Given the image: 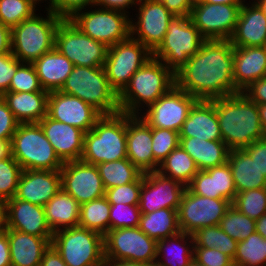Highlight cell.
I'll use <instances>...</instances> for the list:
<instances>
[{
	"instance_id": "1",
	"label": "cell",
	"mask_w": 266,
	"mask_h": 266,
	"mask_svg": "<svg viewBox=\"0 0 266 266\" xmlns=\"http://www.w3.org/2000/svg\"><path fill=\"white\" fill-rule=\"evenodd\" d=\"M234 46L230 40H205L199 51L175 73V85L207 100L239 93L233 82Z\"/></svg>"
},
{
	"instance_id": "2",
	"label": "cell",
	"mask_w": 266,
	"mask_h": 266,
	"mask_svg": "<svg viewBox=\"0 0 266 266\" xmlns=\"http://www.w3.org/2000/svg\"><path fill=\"white\" fill-rule=\"evenodd\" d=\"M216 109L222 141L229 150L245 149L266 137L258 105L244 92L210 100Z\"/></svg>"
},
{
	"instance_id": "3",
	"label": "cell",
	"mask_w": 266,
	"mask_h": 266,
	"mask_svg": "<svg viewBox=\"0 0 266 266\" xmlns=\"http://www.w3.org/2000/svg\"><path fill=\"white\" fill-rule=\"evenodd\" d=\"M175 86V74L160 60L151 57L131 77L118 95L121 112L136 115L141 101L150 106Z\"/></svg>"
},
{
	"instance_id": "4",
	"label": "cell",
	"mask_w": 266,
	"mask_h": 266,
	"mask_svg": "<svg viewBox=\"0 0 266 266\" xmlns=\"http://www.w3.org/2000/svg\"><path fill=\"white\" fill-rule=\"evenodd\" d=\"M127 158L126 113L102 115L85 133L81 161L97 165Z\"/></svg>"
},
{
	"instance_id": "5",
	"label": "cell",
	"mask_w": 266,
	"mask_h": 266,
	"mask_svg": "<svg viewBox=\"0 0 266 266\" xmlns=\"http://www.w3.org/2000/svg\"><path fill=\"white\" fill-rule=\"evenodd\" d=\"M59 91L80 98L102 115L120 112L118 94L110 87L103 66H74Z\"/></svg>"
},
{
	"instance_id": "6",
	"label": "cell",
	"mask_w": 266,
	"mask_h": 266,
	"mask_svg": "<svg viewBox=\"0 0 266 266\" xmlns=\"http://www.w3.org/2000/svg\"><path fill=\"white\" fill-rule=\"evenodd\" d=\"M47 18H40L35 13L11 29V53L20 61L33 63L55 45V33L63 20L53 11H48Z\"/></svg>"
},
{
	"instance_id": "7",
	"label": "cell",
	"mask_w": 266,
	"mask_h": 266,
	"mask_svg": "<svg viewBox=\"0 0 266 266\" xmlns=\"http://www.w3.org/2000/svg\"><path fill=\"white\" fill-rule=\"evenodd\" d=\"M11 156L22 170H60L64 164L38 123L18 124L11 139Z\"/></svg>"
},
{
	"instance_id": "8",
	"label": "cell",
	"mask_w": 266,
	"mask_h": 266,
	"mask_svg": "<svg viewBox=\"0 0 266 266\" xmlns=\"http://www.w3.org/2000/svg\"><path fill=\"white\" fill-rule=\"evenodd\" d=\"M51 245L67 266H102L104 262V236L87 228L59 229Z\"/></svg>"
},
{
	"instance_id": "9",
	"label": "cell",
	"mask_w": 266,
	"mask_h": 266,
	"mask_svg": "<svg viewBox=\"0 0 266 266\" xmlns=\"http://www.w3.org/2000/svg\"><path fill=\"white\" fill-rule=\"evenodd\" d=\"M206 39L190 17H173L163 41L152 52V57L164 61L175 74L190 57L197 53Z\"/></svg>"
},
{
	"instance_id": "10",
	"label": "cell",
	"mask_w": 266,
	"mask_h": 266,
	"mask_svg": "<svg viewBox=\"0 0 266 266\" xmlns=\"http://www.w3.org/2000/svg\"><path fill=\"white\" fill-rule=\"evenodd\" d=\"M133 36L108 47L103 66L110 87L118 95L129 84L132 75L152 57V52Z\"/></svg>"
},
{
	"instance_id": "11",
	"label": "cell",
	"mask_w": 266,
	"mask_h": 266,
	"mask_svg": "<svg viewBox=\"0 0 266 266\" xmlns=\"http://www.w3.org/2000/svg\"><path fill=\"white\" fill-rule=\"evenodd\" d=\"M54 47L74 66H104L108 47L82 33L69 19H63L55 33Z\"/></svg>"
},
{
	"instance_id": "12",
	"label": "cell",
	"mask_w": 266,
	"mask_h": 266,
	"mask_svg": "<svg viewBox=\"0 0 266 266\" xmlns=\"http://www.w3.org/2000/svg\"><path fill=\"white\" fill-rule=\"evenodd\" d=\"M157 241L139 227L109 230L104 235V257L155 265Z\"/></svg>"
},
{
	"instance_id": "13",
	"label": "cell",
	"mask_w": 266,
	"mask_h": 266,
	"mask_svg": "<svg viewBox=\"0 0 266 266\" xmlns=\"http://www.w3.org/2000/svg\"><path fill=\"white\" fill-rule=\"evenodd\" d=\"M125 12L104 9L79 13L75 12L69 20L84 34L111 47L131 35V20Z\"/></svg>"
},
{
	"instance_id": "14",
	"label": "cell",
	"mask_w": 266,
	"mask_h": 266,
	"mask_svg": "<svg viewBox=\"0 0 266 266\" xmlns=\"http://www.w3.org/2000/svg\"><path fill=\"white\" fill-rule=\"evenodd\" d=\"M231 204L226 199L194 194L186 187L177 210L180 231L192 235L201 228L219 225Z\"/></svg>"
},
{
	"instance_id": "15",
	"label": "cell",
	"mask_w": 266,
	"mask_h": 266,
	"mask_svg": "<svg viewBox=\"0 0 266 266\" xmlns=\"http://www.w3.org/2000/svg\"><path fill=\"white\" fill-rule=\"evenodd\" d=\"M242 4L194 2L190 20L206 40H229L234 33Z\"/></svg>"
},
{
	"instance_id": "16",
	"label": "cell",
	"mask_w": 266,
	"mask_h": 266,
	"mask_svg": "<svg viewBox=\"0 0 266 266\" xmlns=\"http://www.w3.org/2000/svg\"><path fill=\"white\" fill-rule=\"evenodd\" d=\"M198 100L173 86L148 108L142 119L150 126L180 132L190 109Z\"/></svg>"
},
{
	"instance_id": "17",
	"label": "cell",
	"mask_w": 266,
	"mask_h": 266,
	"mask_svg": "<svg viewBox=\"0 0 266 266\" xmlns=\"http://www.w3.org/2000/svg\"><path fill=\"white\" fill-rule=\"evenodd\" d=\"M61 188L80 205L105 196V188L96 165L81 160L65 162L60 169Z\"/></svg>"
},
{
	"instance_id": "18",
	"label": "cell",
	"mask_w": 266,
	"mask_h": 266,
	"mask_svg": "<svg viewBox=\"0 0 266 266\" xmlns=\"http://www.w3.org/2000/svg\"><path fill=\"white\" fill-rule=\"evenodd\" d=\"M185 188L180 182L158 171L143 174L139 197L141 213H152L162 208L178 210Z\"/></svg>"
},
{
	"instance_id": "19",
	"label": "cell",
	"mask_w": 266,
	"mask_h": 266,
	"mask_svg": "<svg viewBox=\"0 0 266 266\" xmlns=\"http://www.w3.org/2000/svg\"><path fill=\"white\" fill-rule=\"evenodd\" d=\"M47 115L85 133L90 131L102 114L80 98L59 90L49 92Z\"/></svg>"
},
{
	"instance_id": "20",
	"label": "cell",
	"mask_w": 266,
	"mask_h": 266,
	"mask_svg": "<svg viewBox=\"0 0 266 266\" xmlns=\"http://www.w3.org/2000/svg\"><path fill=\"white\" fill-rule=\"evenodd\" d=\"M138 22H131V35L137 32L138 40L153 52L163 41L169 22L175 17L162 3L155 0H139ZM137 26V27H136ZM136 31V32H135Z\"/></svg>"
},
{
	"instance_id": "21",
	"label": "cell",
	"mask_w": 266,
	"mask_h": 266,
	"mask_svg": "<svg viewBox=\"0 0 266 266\" xmlns=\"http://www.w3.org/2000/svg\"><path fill=\"white\" fill-rule=\"evenodd\" d=\"M38 124L63 163L81 159L85 136L83 130L54 120L48 115Z\"/></svg>"
},
{
	"instance_id": "22",
	"label": "cell",
	"mask_w": 266,
	"mask_h": 266,
	"mask_svg": "<svg viewBox=\"0 0 266 266\" xmlns=\"http://www.w3.org/2000/svg\"><path fill=\"white\" fill-rule=\"evenodd\" d=\"M60 189V170H22L14 197L44 206Z\"/></svg>"
},
{
	"instance_id": "23",
	"label": "cell",
	"mask_w": 266,
	"mask_h": 266,
	"mask_svg": "<svg viewBox=\"0 0 266 266\" xmlns=\"http://www.w3.org/2000/svg\"><path fill=\"white\" fill-rule=\"evenodd\" d=\"M137 115L126 114L127 158L143 173L154 171L152 127Z\"/></svg>"
},
{
	"instance_id": "24",
	"label": "cell",
	"mask_w": 266,
	"mask_h": 266,
	"mask_svg": "<svg viewBox=\"0 0 266 266\" xmlns=\"http://www.w3.org/2000/svg\"><path fill=\"white\" fill-rule=\"evenodd\" d=\"M7 229L38 237H52L53 232L46 221L44 206L11 198L6 201Z\"/></svg>"
},
{
	"instance_id": "25",
	"label": "cell",
	"mask_w": 266,
	"mask_h": 266,
	"mask_svg": "<svg viewBox=\"0 0 266 266\" xmlns=\"http://www.w3.org/2000/svg\"><path fill=\"white\" fill-rule=\"evenodd\" d=\"M187 188L194 194L226 199L231 203L237 194L229 163L207 170H199Z\"/></svg>"
},
{
	"instance_id": "26",
	"label": "cell",
	"mask_w": 266,
	"mask_h": 266,
	"mask_svg": "<svg viewBox=\"0 0 266 266\" xmlns=\"http://www.w3.org/2000/svg\"><path fill=\"white\" fill-rule=\"evenodd\" d=\"M266 77V46L234 47L233 82L242 92L252 82Z\"/></svg>"
},
{
	"instance_id": "27",
	"label": "cell",
	"mask_w": 266,
	"mask_h": 266,
	"mask_svg": "<svg viewBox=\"0 0 266 266\" xmlns=\"http://www.w3.org/2000/svg\"><path fill=\"white\" fill-rule=\"evenodd\" d=\"M234 47L266 46V16L255 2L242 4L236 28L229 39Z\"/></svg>"
},
{
	"instance_id": "28",
	"label": "cell",
	"mask_w": 266,
	"mask_h": 266,
	"mask_svg": "<svg viewBox=\"0 0 266 266\" xmlns=\"http://www.w3.org/2000/svg\"><path fill=\"white\" fill-rule=\"evenodd\" d=\"M179 135L206 141L222 140L215 105L211 101L198 100L190 109Z\"/></svg>"
},
{
	"instance_id": "29",
	"label": "cell",
	"mask_w": 266,
	"mask_h": 266,
	"mask_svg": "<svg viewBox=\"0 0 266 266\" xmlns=\"http://www.w3.org/2000/svg\"><path fill=\"white\" fill-rule=\"evenodd\" d=\"M11 266H39L52 237H38L7 229Z\"/></svg>"
},
{
	"instance_id": "30",
	"label": "cell",
	"mask_w": 266,
	"mask_h": 266,
	"mask_svg": "<svg viewBox=\"0 0 266 266\" xmlns=\"http://www.w3.org/2000/svg\"><path fill=\"white\" fill-rule=\"evenodd\" d=\"M1 97L19 124L38 123L47 115L48 91H8Z\"/></svg>"
},
{
	"instance_id": "31",
	"label": "cell",
	"mask_w": 266,
	"mask_h": 266,
	"mask_svg": "<svg viewBox=\"0 0 266 266\" xmlns=\"http://www.w3.org/2000/svg\"><path fill=\"white\" fill-rule=\"evenodd\" d=\"M32 65L42 88L48 92L60 90L74 67L55 47L35 60Z\"/></svg>"
},
{
	"instance_id": "32",
	"label": "cell",
	"mask_w": 266,
	"mask_h": 266,
	"mask_svg": "<svg viewBox=\"0 0 266 266\" xmlns=\"http://www.w3.org/2000/svg\"><path fill=\"white\" fill-rule=\"evenodd\" d=\"M179 145L191 156L199 170L220 166L228 161L229 148L222 140L180 137Z\"/></svg>"
},
{
	"instance_id": "33",
	"label": "cell",
	"mask_w": 266,
	"mask_h": 266,
	"mask_svg": "<svg viewBox=\"0 0 266 266\" xmlns=\"http://www.w3.org/2000/svg\"><path fill=\"white\" fill-rule=\"evenodd\" d=\"M237 193L266 188V177L244 149L229 150L228 161Z\"/></svg>"
},
{
	"instance_id": "34",
	"label": "cell",
	"mask_w": 266,
	"mask_h": 266,
	"mask_svg": "<svg viewBox=\"0 0 266 266\" xmlns=\"http://www.w3.org/2000/svg\"><path fill=\"white\" fill-rule=\"evenodd\" d=\"M46 221L52 232L79 225L80 204L62 188L45 205Z\"/></svg>"
},
{
	"instance_id": "35",
	"label": "cell",
	"mask_w": 266,
	"mask_h": 266,
	"mask_svg": "<svg viewBox=\"0 0 266 266\" xmlns=\"http://www.w3.org/2000/svg\"><path fill=\"white\" fill-rule=\"evenodd\" d=\"M148 237L156 241L178 234L177 210L162 208L152 213H141L139 226Z\"/></svg>"
},
{
	"instance_id": "36",
	"label": "cell",
	"mask_w": 266,
	"mask_h": 266,
	"mask_svg": "<svg viewBox=\"0 0 266 266\" xmlns=\"http://www.w3.org/2000/svg\"><path fill=\"white\" fill-rule=\"evenodd\" d=\"M159 165L160 168H158L157 171L160 174L180 182L185 187L191 183L193 177L199 171L195 161L180 145L175 148Z\"/></svg>"
},
{
	"instance_id": "37",
	"label": "cell",
	"mask_w": 266,
	"mask_h": 266,
	"mask_svg": "<svg viewBox=\"0 0 266 266\" xmlns=\"http://www.w3.org/2000/svg\"><path fill=\"white\" fill-rule=\"evenodd\" d=\"M106 189L134 182L142 172L128 159H120L96 165Z\"/></svg>"
},
{
	"instance_id": "38",
	"label": "cell",
	"mask_w": 266,
	"mask_h": 266,
	"mask_svg": "<svg viewBox=\"0 0 266 266\" xmlns=\"http://www.w3.org/2000/svg\"><path fill=\"white\" fill-rule=\"evenodd\" d=\"M110 203L106 196L80 205L79 225L105 235L109 231Z\"/></svg>"
},
{
	"instance_id": "39",
	"label": "cell",
	"mask_w": 266,
	"mask_h": 266,
	"mask_svg": "<svg viewBox=\"0 0 266 266\" xmlns=\"http://www.w3.org/2000/svg\"><path fill=\"white\" fill-rule=\"evenodd\" d=\"M192 236L194 239L193 247L215 248L232 260L236 255L238 242L227 235L219 225L201 228Z\"/></svg>"
},
{
	"instance_id": "40",
	"label": "cell",
	"mask_w": 266,
	"mask_h": 266,
	"mask_svg": "<svg viewBox=\"0 0 266 266\" xmlns=\"http://www.w3.org/2000/svg\"><path fill=\"white\" fill-rule=\"evenodd\" d=\"M235 266H266V239L258 232L252 233L237 244V252L233 259Z\"/></svg>"
},
{
	"instance_id": "41",
	"label": "cell",
	"mask_w": 266,
	"mask_h": 266,
	"mask_svg": "<svg viewBox=\"0 0 266 266\" xmlns=\"http://www.w3.org/2000/svg\"><path fill=\"white\" fill-rule=\"evenodd\" d=\"M219 226L237 242L245 240L256 231V221L241 213L232 204L221 219Z\"/></svg>"
},
{
	"instance_id": "42",
	"label": "cell",
	"mask_w": 266,
	"mask_h": 266,
	"mask_svg": "<svg viewBox=\"0 0 266 266\" xmlns=\"http://www.w3.org/2000/svg\"><path fill=\"white\" fill-rule=\"evenodd\" d=\"M232 205L256 221L266 213V188L239 192L236 194Z\"/></svg>"
},
{
	"instance_id": "43",
	"label": "cell",
	"mask_w": 266,
	"mask_h": 266,
	"mask_svg": "<svg viewBox=\"0 0 266 266\" xmlns=\"http://www.w3.org/2000/svg\"><path fill=\"white\" fill-rule=\"evenodd\" d=\"M31 0H0V22L12 29L34 14Z\"/></svg>"
},
{
	"instance_id": "44",
	"label": "cell",
	"mask_w": 266,
	"mask_h": 266,
	"mask_svg": "<svg viewBox=\"0 0 266 266\" xmlns=\"http://www.w3.org/2000/svg\"><path fill=\"white\" fill-rule=\"evenodd\" d=\"M180 144L179 132L152 127V151L154 171L159 164Z\"/></svg>"
},
{
	"instance_id": "45",
	"label": "cell",
	"mask_w": 266,
	"mask_h": 266,
	"mask_svg": "<svg viewBox=\"0 0 266 266\" xmlns=\"http://www.w3.org/2000/svg\"><path fill=\"white\" fill-rule=\"evenodd\" d=\"M21 173V166L12 156L0 160V200L14 198Z\"/></svg>"
},
{
	"instance_id": "46",
	"label": "cell",
	"mask_w": 266,
	"mask_h": 266,
	"mask_svg": "<svg viewBox=\"0 0 266 266\" xmlns=\"http://www.w3.org/2000/svg\"><path fill=\"white\" fill-rule=\"evenodd\" d=\"M188 238L189 237V239H191L192 241V243H194V239H193V236L191 235V234H187V233H184V232H179L178 234H176V235H174V236H171V237H169V239L168 238H166V239H161V240H158L157 241V258H158V256L159 255H161V253H163L164 251H165V249H167L168 248V242H170L171 243V241H172V243L174 244V242H179V239H180V241H184V239L185 238ZM174 240V241H173ZM177 240V241H176ZM166 243V244H165ZM179 244H180V246H179ZM179 244L177 245V246H173L174 247V253H172V255L175 257V258H177V260L179 261L178 263H174V262H170V261H168V263H167V261L166 262H158V261H156L155 262V266H188V264H189V262L193 259V256L192 255H194V254H192V253H194V251H192V250H189L188 249V247H185V245H183L182 244V246H181V243L179 242ZM167 245V246H166ZM170 245V247L172 246L171 244H169ZM179 246V248H177ZM167 247V248H166ZM169 247V248H170ZM177 248V249H176ZM187 248V249H186ZM171 250V252H172V249H170ZM177 250V251H176ZM180 252H179V251ZM167 251V250H166ZM170 252V253H171ZM180 254H179V253ZM177 255H179V256H177ZM170 256V255H169ZM177 256V257H176ZM174 258V259H175ZM176 260V261H177ZM171 261H173V259L171 260ZM178 264V265H177Z\"/></svg>"
},
{
	"instance_id": "47",
	"label": "cell",
	"mask_w": 266,
	"mask_h": 266,
	"mask_svg": "<svg viewBox=\"0 0 266 266\" xmlns=\"http://www.w3.org/2000/svg\"><path fill=\"white\" fill-rule=\"evenodd\" d=\"M140 216L139 205L110 204L109 230L138 227Z\"/></svg>"
},
{
	"instance_id": "48",
	"label": "cell",
	"mask_w": 266,
	"mask_h": 266,
	"mask_svg": "<svg viewBox=\"0 0 266 266\" xmlns=\"http://www.w3.org/2000/svg\"><path fill=\"white\" fill-rule=\"evenodd\" d=\"M142 183L143 173L134 182L106 189L105 196L110 204L139 205Z\"/></svg>"
},
{
	"instance_id": "49",
	"label": "cell",
	"mask_w": 266,
	"mask_h": 266,
	"mask_svg": "<svg viewBox=\"0 0 266 266\" xmlns=\"http://www.w3.org/2000/svg\"><path fill=\"white\" fill-rule=\"evenodd\" d=\"M8 91L10 92H35L46 91L42 88L37 73L32 63L20 65L11 79Z\"/></svg>"
},
{
	"instance_id": "50",
	"label": "cell",
	"mask_w": 266,
	"mask_h": 266,
	"mask_svg": "<svg viewBox=\"0 0 266 266\" xmlns=\"http://www.w3.org/2000/svg\"><path fill=\"white\" fill-rule=\"evenodd\" d=\"M193 257L204 266H233V260L215 248L192 247Z\"/></svg>"
},
{
	"instance_id": "51",
	"label": "cell",
	"mask_w": 266,
	"mask_h": 266,
	"mask_svg": "<svg viewBox=\"0 0 266 266\" xmlns=\"http://www.w3.org/2000/svg\"><path fill=\"white\" fill-rule=\"evenodd\" d=\"M21 64L11 52L0 54V97L8 92L11 79Z\"/></svg>"
},
{
	"instance_id": "52",
	"label": "cell",
	"mask_w": 266,
	"mask_h": 266,
	"mask_svg": "<svg viewBox=\"0 0 266 266\" xmlns=\"http://www.w3.org/2000/svg\"><path fill=\"white\" fill-rule=\"evenodd\" d=\"M18 124L7 103L0 97V140L11 141Z\"/></svg>"
},
{
	"instance_id": "53",
	"label": "cell",
	"mask_w": 266,
	"mask_h": 266,
	"mask_svg": "<svg viewBox=\"0 0 266 266\" xmlns=\"http://www.w3.org/2000/svg\"><path fill=\"white\" fill-rule=\"evenodd\" d=\"M94 0H57L56 9L53 11L63 19H69L75 12L81 11L86 5H91Z\"/></svg>"
},
{
	"instance_id": "54",
	"label": "cell",
	"mask_w": 266,
	"mask_h": 266,
	"mask_svg": "<svg viewBox=\"0 0 266 266\" xmlns=\"http://www.w3.org/2000/svg\"><path fill=\"white\" fill-rule=\"evenodd\" d=\"M266 177V137L254 141L244 149Z\"/></svg>"
},
{
	"instance_id": "55",
	"label": "cell",
	"mask_w": 266,
	"mask_h": 266,
	"mask_svg": "<svg viewBox=\"0 0 266 266\" xmlns=\"http://www.w3.org/2000/svg\"><path fill=\"white\" fill-rule=\"evenodd\" d=\"M162 3L174 16L189 17L195 0H155Z\"/></svg>"
},
{
	"instance_id": "56",
	"label": "cell",
	"mask_w": 266,
	"mask_h": 266,
	"mask_svg": "<svg viewBox=\"0 0 266 266\" xmlns=\"http://www.w3.org/2000/svg\"><path fill=\"white\" fill-rule=\"evenodd\" d=\"M242 92L257 105L266 104V77L252 82Z\"/></svg>"
},
{
	"instance_id": "57",
	"label": "cell",
	"mask_w": 266,
	"mask_h": 266,
	"mask_svg": "<svg viewBox=\"0 0 266 266\" xmlns=\"http://www.w3.org/2000/svg\"><path fill=\"white\" fill-rule=\"evenodd\" d=\"M39 266H67L60 254L50 245L44 252Z\"/></svg>"
},
{
	"instance_id": "58",
	"label": "cell",
	"mask_w": 266,
	"mask_h": 266,
	"mask_svg": "<svg viewBox=\"0 0 266 266\" xmlns=\"http://www.w3.org/2000/svg\"><path fill=\"white\" fill-rule=\"evenodd\" d=\"M0 266H11L9 241L7 231L0 233Z\"/></svg>"
},
{
	"instance_id": "59",
	"label": "cell",
	"mask_w": 266,
	"mask_h": 266,
	"mask_svg": "<svg viewBox=\"0 0 266 266\" xmlns=\"http://www.w3.org/2000/svg\"><path fill=\"white\" fill-rule=\"evenodd\" d=\"M138 2V0H136ZM135 0H94L95 5H101L105 7V9L117 10L120 11L124 8L128 7L129 5H133Z\"/></svg>"
},
{
	"instance_id": "60",
	"label": "cell",
	"mask_w": 266,
	"mask_h": 266,
	"mask_svg": "<svg viewBox=\"0 0 266 266\" xmlns=\"http://www.w3.org/2000/svg\"><path fill=\"white\" fill-rule=\"evenodd\" d=\"M11 52V29L0 22V54Z\"/></svg>"
},
{
	"instance_id": "61",
	"label": "cell",
	"mask_w": 266,
	"mask_h": 266,
	"mask_svg": "<svg viewBox=\"0 0 266 266\" xmlns=\"http://www.w3.org/2000/svg\"><path fill=\"white\" fill-rule=\"evenodd\" d=\"M102 266H155V265L146 264L142 262L127 261V260H117L116 262V260L104 258Z\"/></svg>"
},
{
	"instance_id": "62",
	"label": "cell",
	"mask_w": 266,
	"mask_h": 266,
	"mask_svg": "<svg viewBox=\"0 0 266 266\" xmlns=\"http://www.w3.org/2000/svg\"><path fill=\"white\" fill-rule=\"evenodd\" d=\"M7 230V206L6 202L0 200V233Z\"/></svg>"
},
{
	"instance_id": "63",
	"label": "cell",
	"mask_w": 266,
	"mask_h": 266,
	"mask_svg": "<svg viewBox=\"0 0 266 266\" xmlns=\"http://www.w3.org/2000/svg\"><path fill=\"white\" fill-rule=\"evenodd\" d=\"M11 156V141L0 140V160Z\"/></svg>"
},
{
	"instance_id": "64",
	"label": "cell",
	"mask_w": 266,
	"mask_h": 266,
	"mask_svg": "<svg viewBox=\"0 0 266 266\" xmlns=\"http://www.w3.org/2000/svg\"><path fill=\"white\" fill-rule=\"evenodd\" d=\"M256 232L266 239V213L256 220Z\"/></svg>"
},
{
	"instance_id": "65",
	"label": "cell",
	"mask_w": 266,
	"mask_h": 266,
	"mask_svg": "<svg viewBox=\"0 0 266 266\" xmlns=\"http://www.w3.org/2000/svg\"><path fill=\"white\" fill-rule=\"evenodd\" d=\"M195 2H204L212 4H243L242 0H195Z\"/></svg>"
},
{
	"instance_id": "66",
	"label": "cell",
	"mask_w": 266,
	"mask_h": 266,
	"mask_svg": "<svg viewBox=\"0 0 266 266\" xmlns=\"http://www.w3.org/2000/svg\"><path fill=\"white\" fill-rule=\"evenodd\" d=\"M258 111H259L261 125L266 135V104L258 105Z\"/></svg>"
},
{
	"instance_id": "67",
	"label": "cell",
	"mask_w": 266,
	"mask_h": 266,
	"mask_svg": "<svg viewBox=\"0 0 266 266\" xmlns=\"http://www.w3.org/2000/svg\"><path fill=\"white\" fill-rule=\"evenodd\" d=\"M36 1L39 2L40 0H31V2L33 3L34 6L37 3ZM50 1H51V6H49L48 10L54 11L56 9V6H57V0H50Z\"/></svg>"
},
{
	"instance_id": "68",
	"label": "cell",
	"mask_w": 266,
	"mask_h": 266,
	"mask_svg": "<svg viewBox=\"0 0 266 266\" xmlns=\"http://www.w3.org/2000/svg\"><path fill=\"white\" fill-rule=\"evenodd\" d=\"M259 7L263 10L265 16H266V0H258V2H256Z\"/></svg>"
},
{
	"instance_id": "69",
	"label": "cell",
	"mask_w": 266,
	"mask_h": 266,
	"mask_svg": "<svg viewBox=\"0 0 266 266\" xmlns=\"http://www.w3.org/2000/svg\"><path fill=\"white\" fill-rule=\"evenodd\" d=\"M188 266H204L201 263H199L194 257L193 259L189 262Z\"/></svg>"
}]
</instances>
